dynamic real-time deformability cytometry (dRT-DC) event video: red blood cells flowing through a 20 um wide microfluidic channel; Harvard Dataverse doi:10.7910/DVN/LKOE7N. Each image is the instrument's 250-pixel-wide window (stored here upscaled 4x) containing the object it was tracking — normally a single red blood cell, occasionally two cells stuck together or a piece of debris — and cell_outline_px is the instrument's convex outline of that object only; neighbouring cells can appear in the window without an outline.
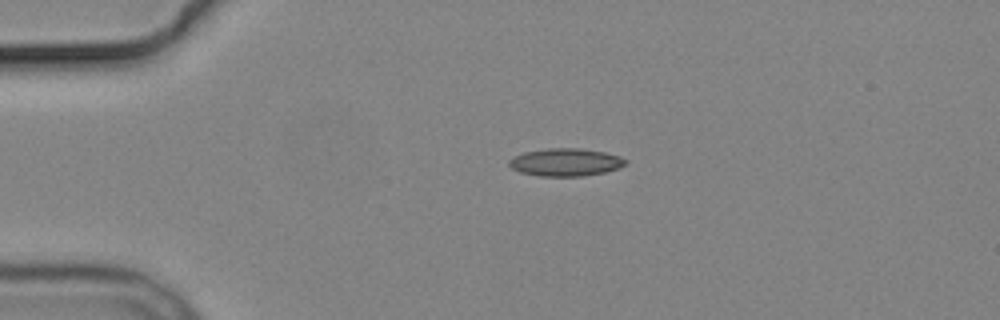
{"species": "common noctule bat (a hibernating species)", "species_latin": "Nyctalus noctula", "temperature_condition": "cold", "stored_images_in_passage": 2, "camera_frame_rate_fps": 3000, "um_per_image_px": 0.085, "animal": {"sex": "male", "body_mass_g": 19.2, "forearm_length_mm": 51.8}, "frame": {"image": 1, "passage_image": 1, "time_ms": 0.0, "image_size_px": [1000, 320], "cell_outline_px": [[628, 164], [604, 172], [584, 176], [540, 176], [520, 172], [512, 168], [508, 164], [508, 160], [524, 152], [548, 148], [580, 148], [604, 152], [620, 156], [628, 160]], "centroid_in_image_um": [48.09, 13.79], "position_along_channel_um": 36.9, "area_um2": 18.79}}